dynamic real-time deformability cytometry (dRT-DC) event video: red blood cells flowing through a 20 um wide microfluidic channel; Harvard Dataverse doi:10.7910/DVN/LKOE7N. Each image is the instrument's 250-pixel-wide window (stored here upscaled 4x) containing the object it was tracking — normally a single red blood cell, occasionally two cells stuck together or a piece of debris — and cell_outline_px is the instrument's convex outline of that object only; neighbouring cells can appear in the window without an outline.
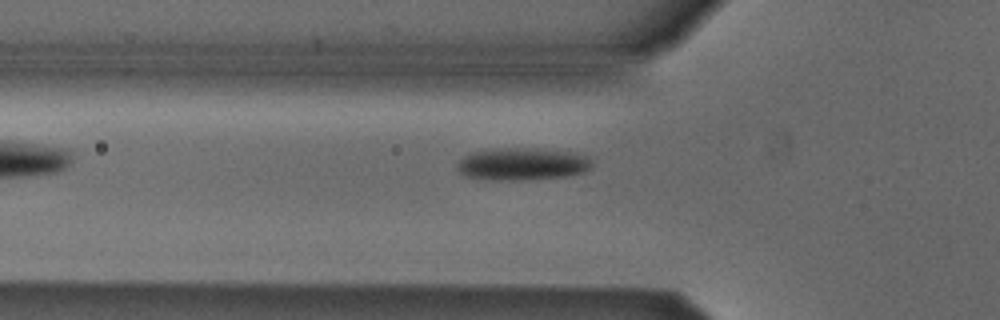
{"species": "Egyptian fruit bat (a non-hibernating species)", "species_latin": "Rousettus aegyptiacus", "temperature_condition": "cold", "stored_images_in_passage": 4, "camera_frame_rate_fps": 3000, "um_per_image_px": 0.085, "animal": {"sex": "male"}, "frame": {"image": 1, "passage_image": 4, "time_ms": 1.0, "image_size_px": [1000, 320], "cell_outline_px": [[592, 164], [584, 172], [564, 176], [512, 180], [492, 180], [464, 176], [456, 168], [456, 164], [464, 156], [476, 152], [508, 148], [512, 148], [568, 152], [592, 156]], "centroid_in_image_um": [44.38, 13.96], "position_along_channel_um": 81.4, "area_um2": 24.74}}